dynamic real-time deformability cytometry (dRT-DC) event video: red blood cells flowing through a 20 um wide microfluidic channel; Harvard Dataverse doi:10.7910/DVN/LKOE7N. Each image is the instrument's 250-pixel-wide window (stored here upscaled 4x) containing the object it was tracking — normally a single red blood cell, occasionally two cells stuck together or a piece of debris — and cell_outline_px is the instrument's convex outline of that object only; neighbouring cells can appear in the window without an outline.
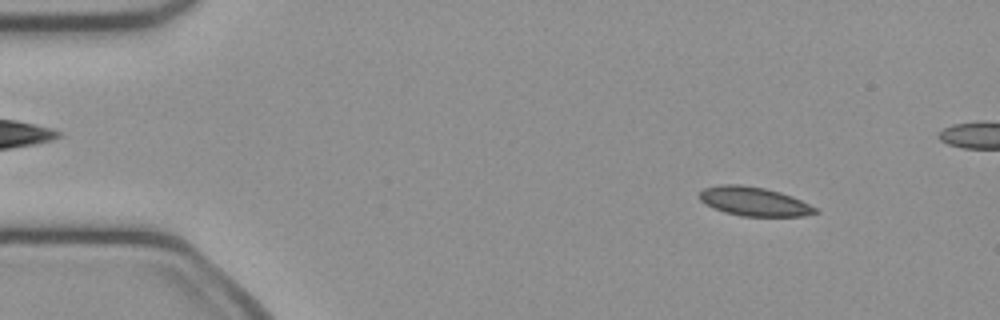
{"species": "common noctule bat (a hibernating species)", "species_latin": "Nyctalus noctula", "temperature_condition": "cold", "stored_images_in_passage": 48, "camera_frame_rate_fps": 3000, "um_per_image_px": 0.085, "animal": {"sex": "female", "body_mass_g": 21.9}, "frame": {"image": 1, "passage_image": 3, "time_ms": 0.667, "image_size_px": [1000, 320], "cell_outline_px": [[820, 212], [804, 216], [740, 216], [724, 212], [712, 208], [700, 200], [700, 192], [704, 188], [720, 184], [740, 184], [764, 188], [780, 192], [792, 196], [816, 208]], "centroid_in_image_um": [64.08, 17.12], "position_along_channel_um": 20.9, "area_um2": 19.54}}
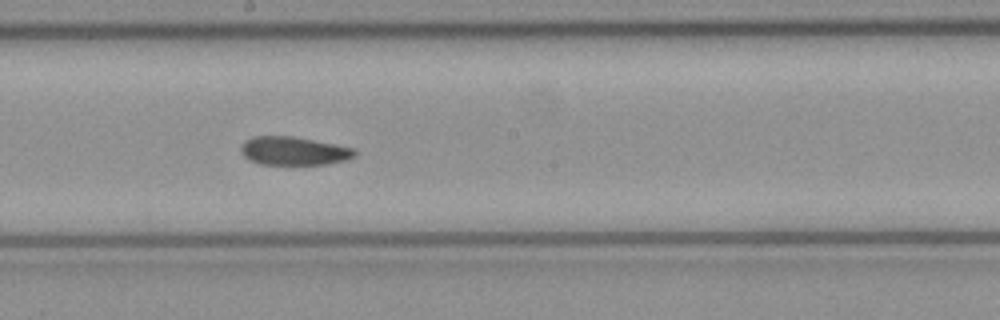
{"frame": {"image": 2, "passage_image": 24, "time_ms": 7.667, "image_size_px": [1000, 320], "cell_outline_px": [[356, 156], [344, 160], [328, 164], [260, 164], [248, 160], [244, 156], [240, 148], [244, 140], [252, 136], [292, 136], [352, 148], [356, 152]], "centroid_in_image_um": [24.91, 12.83], "position_along_channel_um": 223.3, "area_um2": 18.67}}
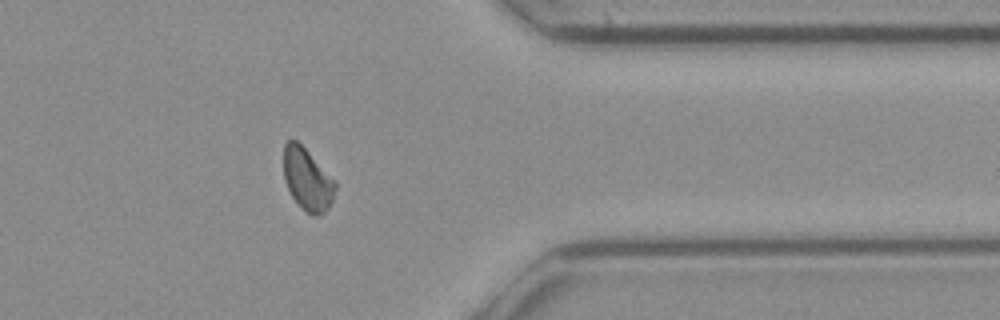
{"frame": {"image": 3, "passage_image": 37, "time_ms": 12.0, "image_size_px": [1000, 320], "cell_outline_px": [[336, 188], [332, 200], [328, 208], [320, 216], [312, 216], [292, 196], [284, 180], [284, 144], [288, 140], [296, 140], [336, 180]], "centroid_in_image_um": [26.14, 15.25], "position_along_channel_um": 385.3, "area_um2": 18.44}, "authors_computed_cell_mechanics": {"area_um2": 19.4208, "velocity_mm_per_s": 4.0824, "shape_relaxation_time_tau1_ms": null, "shape_relaxation_time_tau2_ms": 3.1892, "deformation_change_tau1": null, "deformation_change_tau2": 0.0838}}